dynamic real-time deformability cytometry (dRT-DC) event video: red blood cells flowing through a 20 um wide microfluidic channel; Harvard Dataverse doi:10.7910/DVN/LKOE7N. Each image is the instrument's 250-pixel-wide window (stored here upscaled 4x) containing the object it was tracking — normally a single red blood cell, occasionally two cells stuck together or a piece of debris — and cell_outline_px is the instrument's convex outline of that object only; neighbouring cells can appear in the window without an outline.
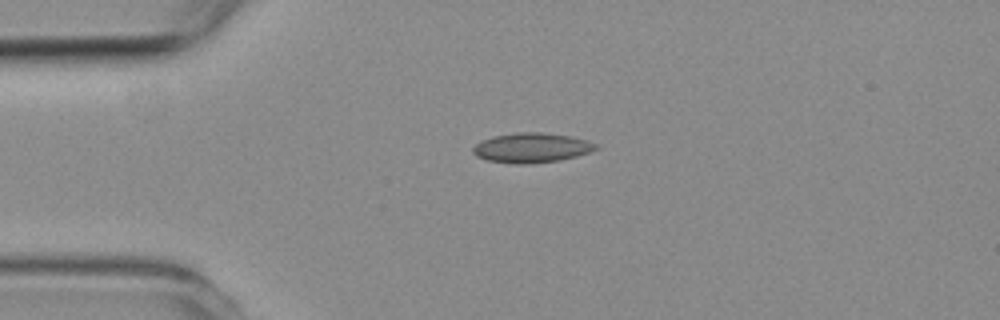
{"species": "common noctule bat (a hibernating species)", "species_latin": "Nyctalus noctula", "temperature_condition": "room temperature", "stored_images_in_passage": 4, "camera_frame_rate_fps": 3000, "um_per_image_px": 0.085, "animal": {"sex": "female", "body_mass_g": 19.3, "forearm_length_mm": 54.1}, "frame": {"image": 1, "passage_image": 4, "time_ms": 3.333, "image_size_px": [1000, 320], "cell_outline_px": [[600, 148], [576, 156], [560, 160], [528, 164], [512, 164], [488, 160], [476, 156], [472, 152], [472, 148], [476, 144], [484, 140], [496, 136], [516, 132], [540, 132], [572, 136], [588, 140], [600, 144]], "centroid_in_image_um": [45.24, 12.56], "position_along_channel_um": 39.8, "area_um2": 21.39}}